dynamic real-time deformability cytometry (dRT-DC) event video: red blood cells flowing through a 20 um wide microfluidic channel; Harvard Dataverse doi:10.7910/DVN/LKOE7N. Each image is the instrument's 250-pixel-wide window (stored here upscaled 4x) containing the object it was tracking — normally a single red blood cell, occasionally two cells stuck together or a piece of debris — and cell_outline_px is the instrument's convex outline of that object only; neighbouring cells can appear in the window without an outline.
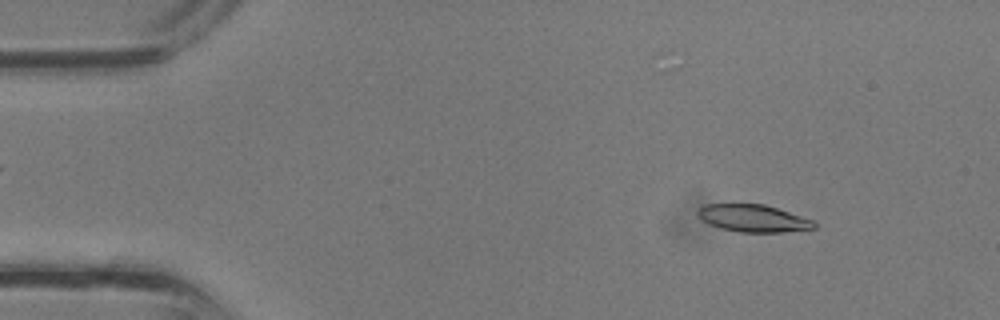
{"species": "common noctule bat (a hibernating species)", "species_latin": "Nyctalus noctula", "temperature_condition": "room temperature", "stored_images_in_passage": 31, "camera_frame_rate_fps": 3000, "um_per_image_px": 0.085, "animal": {"sex": "male", "body_mass_g": 13.3}, "frame": {"image": 1, "passage_image": 1, "time_ms": 0.0, "image_size_px": [1000, 320], "cell_outline_px": [[816, 228], [784, 232], [736, 232], [720, 228], [708, 224], [696, 212], [704, 204], [764, 204], [812, 220], [816, 224]], "centroid_in_image_um": [64.01, 18.56], "position_along_channel_um": 21.0, "area_um2": 18.32}}
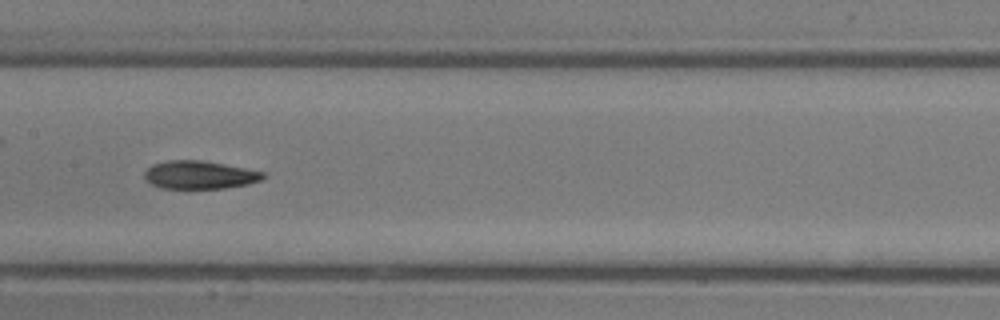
{"frame": {"image": 2, "passage_image": 14, "time_ms": 4.333, "image_size_px": [1000, 320], "cell_outline_px": [[264, 176], [260, 180], [248, 184], [224, 188], [160, 188], [144, 180], [144, 172], [152, 164], [168, 160], [200, 160], [244, 168], [264, 172]], "centroid_in_image_um": [16.9, 14.86], "position_along_channel_um": 190.5, "area_um2": 19.25}}
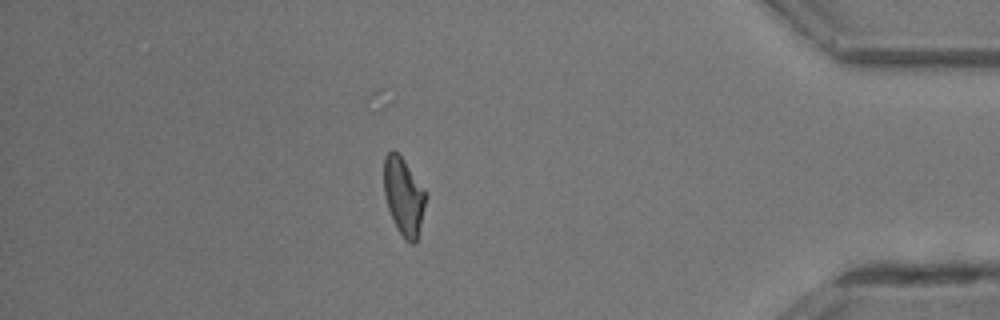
{"frame": {"image": 3, "passage_image": 27, "time_ms": 8.667, "image_size_px": [1000, 320], "cell_outline_px": [[428, 196], [416, 244], [412, 244], [404, 240], [396, 228], [388, 208], [384, 196], [384, 156], [392, 148], [404, 160]], "centroid_in_image_um": [34.31, 16.73], "position_along_channel_um": 400.9, "area_um2": 19.07}}